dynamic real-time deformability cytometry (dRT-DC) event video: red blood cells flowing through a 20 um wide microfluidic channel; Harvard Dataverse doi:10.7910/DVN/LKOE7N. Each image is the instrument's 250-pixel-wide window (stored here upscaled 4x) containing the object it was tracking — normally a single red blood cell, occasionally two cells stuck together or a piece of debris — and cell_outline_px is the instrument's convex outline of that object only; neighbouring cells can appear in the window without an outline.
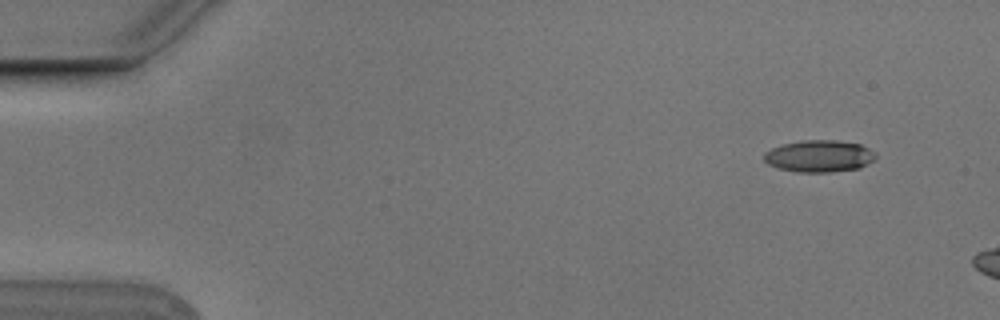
{"species": "Egyptian fruit bat (a non-hibernating species)", "species_latin": "Rousettus aegyptiacus", "temperature_condition": "cold", "stored_images_in_passage": 4, "camera_frame_rate_fps": 3000, "um_per_image_px": 0.085, "animal": {"sex": "male"}, "frame": {"image": 1, "passage_image": 2, "time_ms": 0.333, "image_size_px": [1000, 320], "cell_outline_px": [[876, 156], [872, 160], [860, 168], [828, 172], [800, 172], [780, 168], [768, 164], [764, 160], [764, 152], [772, 148], [784, 144], [804, 140], [836, 140], [860, 144], [876, 152]], "centroid_in_image_um": [69.64, 13.26], "position_along_channel_um": 15.4, "area_um2": 20.58}}